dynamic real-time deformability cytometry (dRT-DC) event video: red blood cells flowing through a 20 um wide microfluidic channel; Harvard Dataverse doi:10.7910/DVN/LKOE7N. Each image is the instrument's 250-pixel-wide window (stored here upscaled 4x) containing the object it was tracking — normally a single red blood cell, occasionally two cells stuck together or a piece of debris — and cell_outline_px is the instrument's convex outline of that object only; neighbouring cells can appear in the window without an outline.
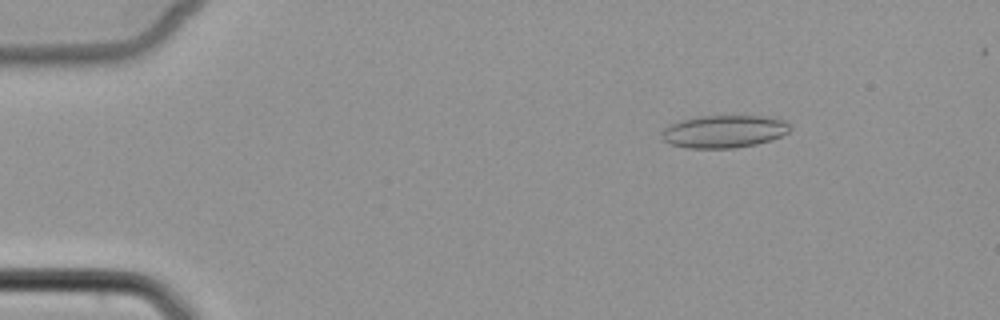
{"species": "common noctule bat (a hibernating species)", "species_latin": "Nyctalus noctula", "temperature_condition": "cold", "stored_images_in_passage": 5, "camera_frame_rate_fps": 3000, "um_per_image_px": 0.085, "animal": {"sex": "female", "body_mass_g": 22.7, "forearm_length_mm": 54.2}, "frame": {"image": 1, "passage_image": 3, "time_ms": 2.333, "image_size_px": [1000, 320], "cell_outline_px": [[792, 128], [788, 132], [772, 140], [756, 144], [736, 148], [688, 148], [672, 144], [664, 140], [660, 132], [668, 124], [680, 120], [696, 116], [764, 116], [784, 120]], "centroid_in_image_um": [61.53, 11.17], "position_along_channel_um": 23.5, "area_um2": 24.51}}